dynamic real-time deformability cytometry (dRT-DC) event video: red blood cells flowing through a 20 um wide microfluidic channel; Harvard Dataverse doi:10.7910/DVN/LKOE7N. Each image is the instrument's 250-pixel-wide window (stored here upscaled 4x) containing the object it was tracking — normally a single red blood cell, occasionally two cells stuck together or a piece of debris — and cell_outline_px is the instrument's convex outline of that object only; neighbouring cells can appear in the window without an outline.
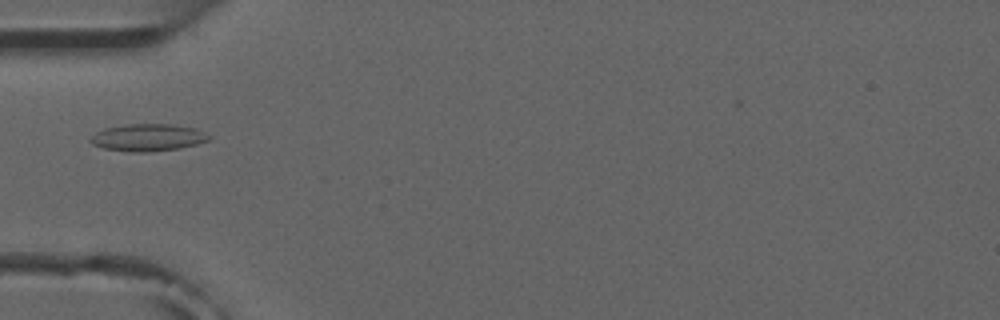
{"species": "common noctule bat (a hibernating species)", "species_latin": "Nyctalus noctula", "temperature_condition": "room temperature", "stored_images_in_passage": 8, "camera_frame_rate_fps": 3000, "um_per_image_px": 0.085, "animal": {"sex": "male", "forearm_length_mm": 52.5}, "frame": {"image": 1, "passage_image": 4, "time_ms": 4.667, "image_size_px": [1000, 320], "cell_outline_px": [[212, 140], [180, 148], [148, 152], [128, 152], [104, 148], [92, 144], [88, 140], [96, 132], [104, 128], [124, 124], [172, 124], [196, 128], [212, 136]], "centroid_in_image_um": [12.59, 11.68], "position_along_channel_um": 72.4, "area_um2": 19.02}}
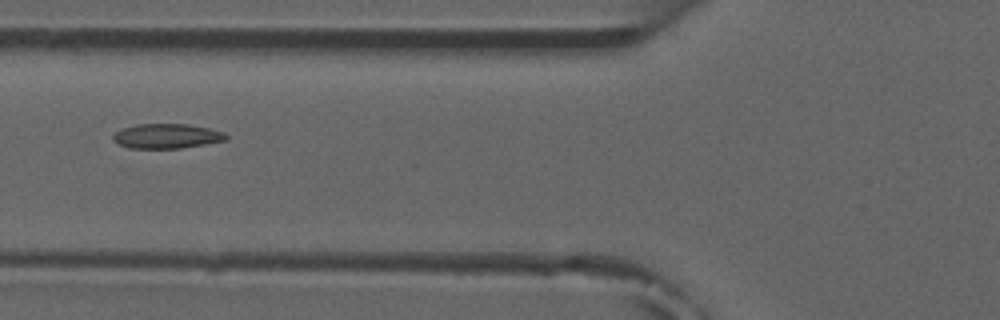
{"frame": {"image": 2, "passage_image": 5, "time_ms": 5.667, "image_size_px": [1000, 320], "cell_outline_px": [[228, 140], [180, 148], [128, 148], [116, 144], [112, 140], [112, 136], [120, 128], [136, 124], [188, 124], [208, 128], [224, 132], [228, 136]], "centroid_in_image_um": [14.13, 11.56], "position_along_channel_um": 111.7, "area_um2": 16.42}}
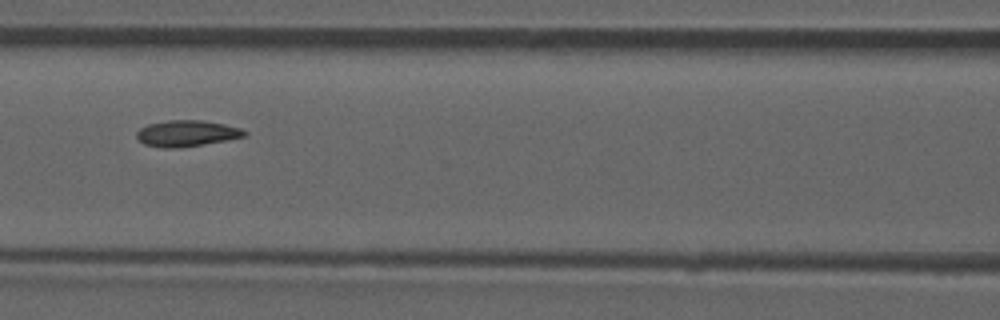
{"frame": {"image": 3, "passage_image": 6, "time_ms": 6.667, "image_size_px": [1000, 320], "cell_outline_px": [[248, 132], [244, 136], [204, 144], [180, 148], [164, 148], [144, 144], [136, 136], [136, 132], [140, 128], [148, 124], [168, 120], [200, 120], [224, 124], [240, 128]], "centroid_in_image_um": [15.84, 11.33], "position_along_channel_um": 150.8, "area_um2": 16.3}}